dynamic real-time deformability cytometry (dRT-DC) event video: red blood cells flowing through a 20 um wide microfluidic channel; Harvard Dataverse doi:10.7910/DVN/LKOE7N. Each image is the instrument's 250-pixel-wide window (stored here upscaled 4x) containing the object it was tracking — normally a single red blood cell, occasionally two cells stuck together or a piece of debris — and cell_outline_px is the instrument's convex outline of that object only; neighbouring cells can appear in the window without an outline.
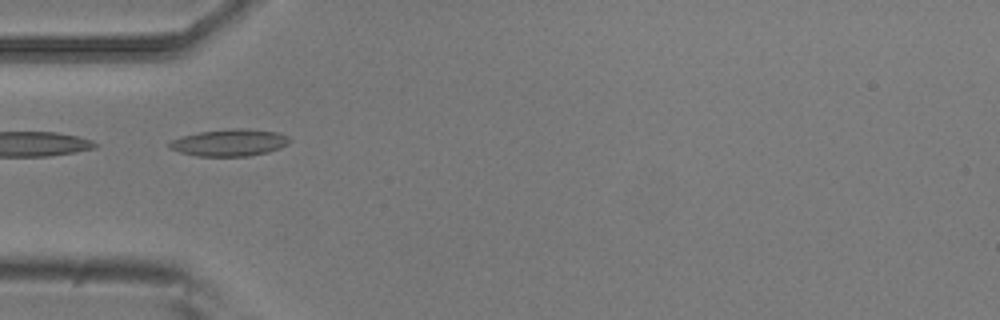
{"species": "common noctule bat (a hibernating species)", "species_latin": "Nyctalus noctula", "temperature_condition": "room temperature", "stored_images_in_passage": 5, "camera_frame_rate_fps": 3000, "um_per_image_px": 0.085, "animal": {"sex": "male", "body_mass_g": 20.5, "forearm_length_mm": 52.5}, "frame": {"image": 1, "passage_image": 3, "time_ms": 0.667, "image_size_px": [1000, 320], "cell_outline_px": [[292, 140], [288, 144], [280, 148], [268, 152], [248, 156], [196, 156], [180, 152], [168, 148], [168, 144], [172, 140], [184, 136], [200, 132], [232, 128], [240, 128], [280, 132], [288, 136]], "centroid_in_image_um": [19.55, 12.12], "position_along_channel_um": 65.4, "area_um2": 18.9}}
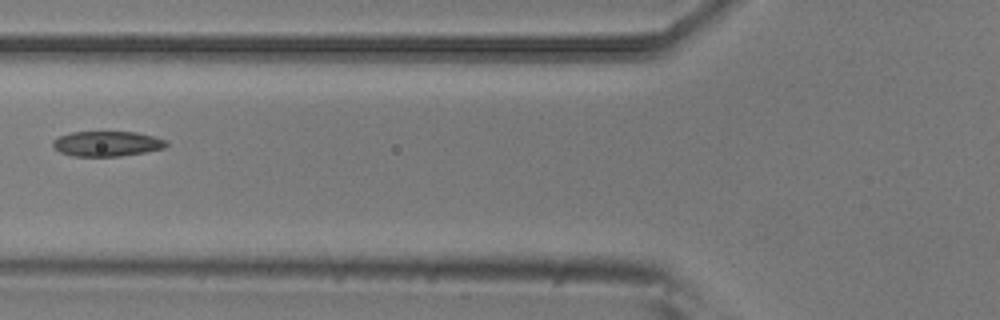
{"frame": {"image": 2, "passage_image": 4, "time_ms": 1.0, "image_size_px": [1000, 320], "cell_outline_px": [[168, 144], [164, 148], [144, 152], [120, 156], [72, 156], [60, 152], [52, 148], [52, 140], [60, 136], [72, 132], [136, 132], [168, 140]], "centroid_in_image_um": [9.07, 12.22], "position_along_channel_um": 116.7, "area_um2": 16.65}}
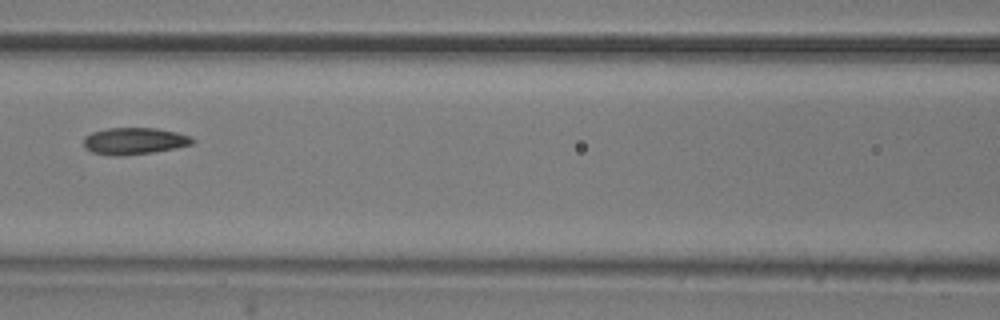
{"frame": {"image": 3, "passage_image": 5, "time_ms": 1.333, "image_size_px": [1000, 320], "cell_outline_px": [[196, 140], [192, 144], [176, 148], [152, 152], [120, 156], [112, 156], [92, 152], [84, 148], [84, 136], [92, 132], [108, 128], [156, 128], [176, 132], [192, 136]], "centroid_in_image_um": [11.42, 11.98], "position_along_channel_um": 155.2, "area_um2": 17.11}}